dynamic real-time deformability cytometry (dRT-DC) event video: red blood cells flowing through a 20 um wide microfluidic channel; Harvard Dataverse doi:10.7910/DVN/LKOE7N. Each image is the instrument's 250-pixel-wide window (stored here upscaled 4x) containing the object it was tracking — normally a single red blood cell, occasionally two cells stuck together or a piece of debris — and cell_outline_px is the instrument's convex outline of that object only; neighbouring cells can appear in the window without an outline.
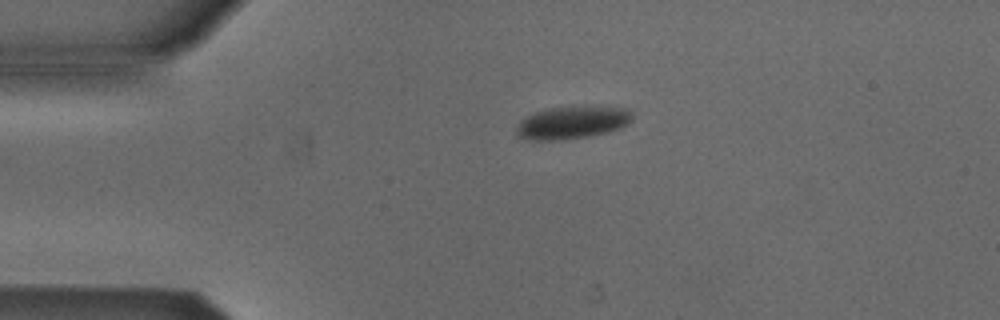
{"species": "Egyptian fruit bat (a non-hibernating species)", "species_latin": "Rousettus aegyptiacus", "temperature_condition": "cold", "stored_images_in_passage": 2, "camera_frame_rate_fps": 3000, "um_per_image_px": 0.085, "animal": {"sex": "male"}, "frame": {"image": 1, "passage_image": 1, "time_ms": 0.0, "image_size_px": [1000, 320], "cell_outline_px": [[632, 120], [620, 128], [588, 136], [560, 140], [532, 140], [516, 136], [516, 128], [520, 120], [524, 116], [532, 112], [552, 108], [628, 108], [632, 112]], "centroid_in_image_um": [48.56, 10.44], "position_along_channel_um": 36.4, "area_um2": 21.5}}